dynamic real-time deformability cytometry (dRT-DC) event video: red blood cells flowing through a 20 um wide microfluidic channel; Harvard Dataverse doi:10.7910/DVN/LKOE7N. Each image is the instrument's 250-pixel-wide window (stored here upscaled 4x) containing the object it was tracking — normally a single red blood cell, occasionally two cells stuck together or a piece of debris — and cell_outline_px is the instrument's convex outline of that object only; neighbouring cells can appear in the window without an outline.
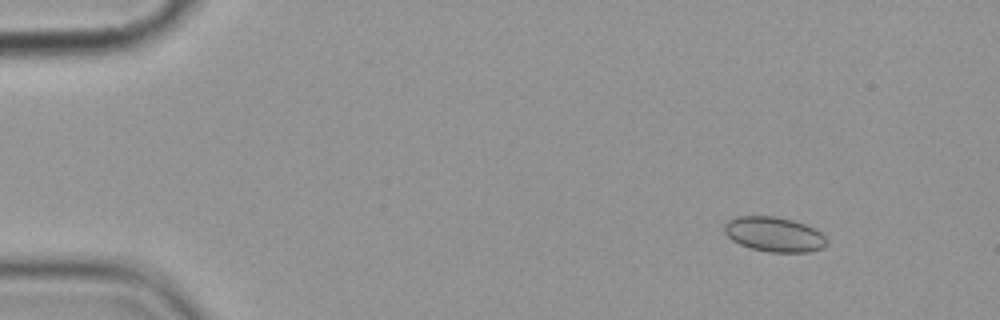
{"species": "common noctule bat (a hibernating species)", "species_latin": "Nyctalus noctula", "temperature_condition": "cold", "stored_images_in_passage": 4, "camera_frame_rate_fps": 3000, "um_per_image_px": 0.085, "animal": {"sex": "female", "body_mass_g": 19.9}, "frame": {"image": 1, "passage_image": 1, "time_ms": 0.0, "image_size_px": [1000, 320], "cell_outline_px": [[828, 240], [820, 248], [808, 252], [768, 252], [752, 248], [740, 244], [732, 240], [724, 232], [724, 224], [728, 220], [736, 216], [776, 216], [792, 220], [804, 224], [820, 232]], "centroid_in_image_um": [65.76, 19.91], "position_along_channel_um": 19.2, "area_um2": 20.58}}
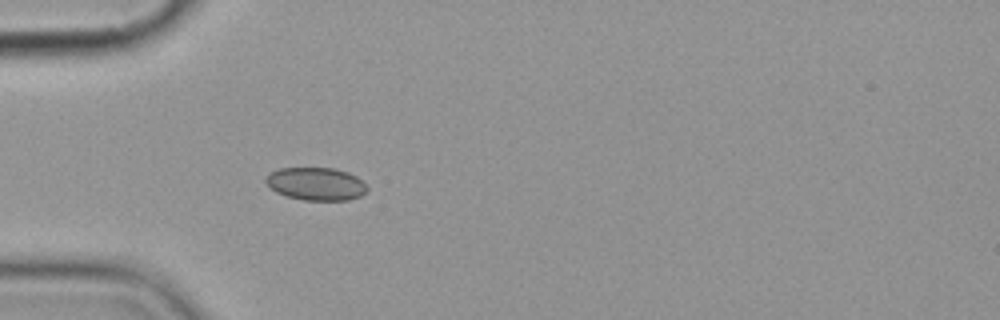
{"frame": {"image": 2, "passage_image": 4, "time_ms": 3.667, "image_size_px": [1000, 320], "cell_outline_px": [[368, 188], [360, 196], [348, 200], [304, 200], [288, 196], [276, 192], [264, 180], [268, 172], [280, 168], [336, 168], [348, 172], [356, 176]], "centroid_in_image_um": [26.84, 15.61], "position_along_channel_um": 58.2, "area_um2": 19.31}}